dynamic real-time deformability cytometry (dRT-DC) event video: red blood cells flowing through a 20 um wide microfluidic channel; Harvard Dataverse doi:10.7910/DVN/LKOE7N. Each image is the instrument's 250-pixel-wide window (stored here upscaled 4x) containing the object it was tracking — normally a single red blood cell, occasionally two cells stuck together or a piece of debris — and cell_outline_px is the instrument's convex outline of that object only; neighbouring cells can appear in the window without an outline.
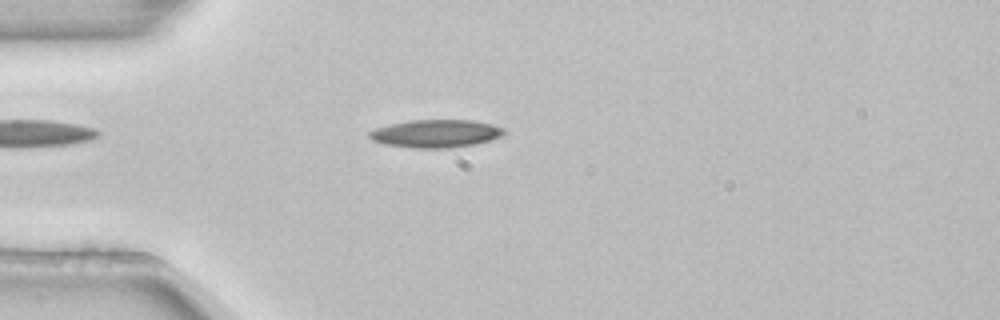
{"species": "common noctule bat (a hibernating species)", "species_latin": "Nyctalus noctula", "temperature_condition": "room temperature", "stored_images_in_passage": 2, "camera_frame_rate_fps": 3000, "um_per_image_px": 0.085, "animal": {"sex": "female", "body_mass_g": 22.7, "forearm_length_mm": 54.2}, "frame": {"image": 1, "passage_image": 2, "time_ms": 0.333, "image_size_px": [1000, 320], "cell_outline_px": [[508, 132], [504, 136], [492, 140], [476, 144], [448, 148], [412, 148], [384, 144], [372, 140], [368, 136], [368, 132], [376, 128], [408, 120], [472, 120], [492, 124], [504, 128]], "centroid_in_image_um": [37.1, 11.36], "position_along_channel_um": 47.9, "area_um2": 22.14}}